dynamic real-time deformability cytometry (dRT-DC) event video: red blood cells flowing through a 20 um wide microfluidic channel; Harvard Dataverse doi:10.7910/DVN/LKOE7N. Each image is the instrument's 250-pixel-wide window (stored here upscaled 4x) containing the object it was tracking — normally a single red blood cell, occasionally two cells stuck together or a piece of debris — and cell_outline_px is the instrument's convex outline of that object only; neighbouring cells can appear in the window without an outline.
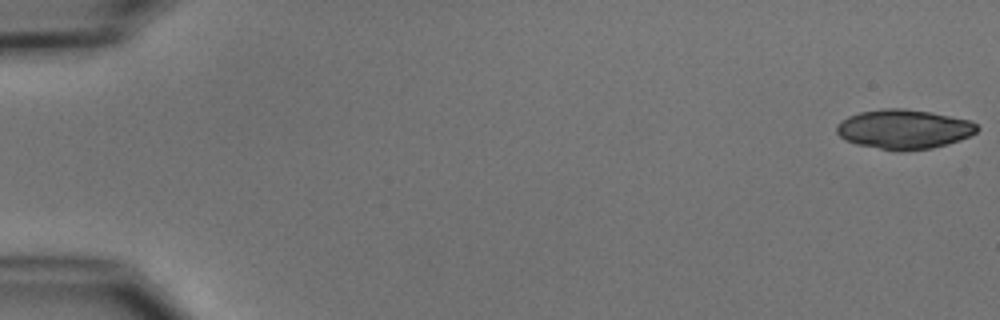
{"species": "common noctule bat (a hibernating species)", "species_latin": "Nyctalus noctula", "temperature_condition": "cold", "stored_images_in_passage": 52, "camera_frame_rate_fps": 3000, "um_per_image_px": 0.085, "animal": {"sex": "male", "body_mass_g": 15.6}, "frame": {"image": 1, "passage_image": 1, "time_ms": 0.0, "image_size_px": [1000, 320], "cell_outline_px": [[980, 128], [976, 132], [960, 140], [932, 148], [900, 152], [856, 144], [844, 140], [836, 132], [836, 124], [840, 120], [848, 116], [860, 112], [884, 108], [904, 108], [932, 112], [972, 120]], "centroid_in_image_um": [76.82, 10.98], "position_along_channel_um": 8.2, "area_um2": 32.66}}